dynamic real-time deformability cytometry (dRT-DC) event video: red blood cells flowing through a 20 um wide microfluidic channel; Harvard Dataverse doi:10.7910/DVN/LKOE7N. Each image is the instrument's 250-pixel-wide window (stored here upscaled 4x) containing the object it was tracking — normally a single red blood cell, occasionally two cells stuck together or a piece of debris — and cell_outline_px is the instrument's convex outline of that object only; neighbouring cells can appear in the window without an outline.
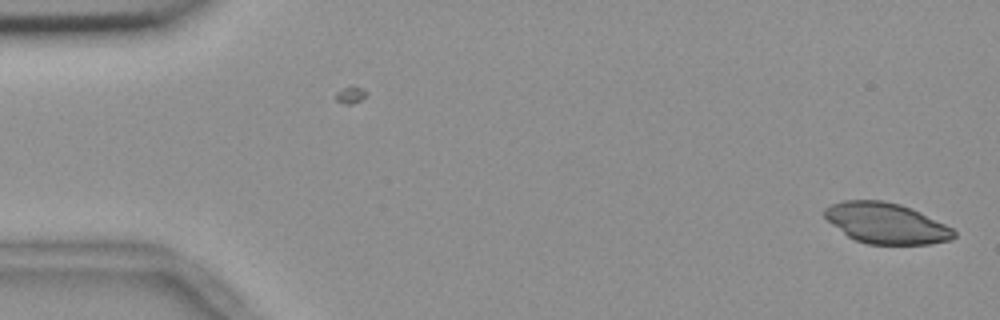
{"species": "common noctule bat (a hibernating species)", "species_latin": "Nyctalus noctula", "temperature_condition": "room temperature", "stored_images_in_passage": 55, "camera_frame_rate_fps": 3000, "um_per_image_px": 0.085, "animal": {"sex": "female", "body_mass_g": 18.4}, "frame": {"image": 1, "passage_image": 1, "time_ms": 0.0, "image_size_px": [1000, 320], "cell_outline_px": [[956, 236], [952, 240], [928, 244], [868, 244], [856, 240], [848, 236], [832, 224], [824, 216], [824, 208], [832, 204], [844, 200], [884, 200], [900, 204], [912, 208], [952, 228], [956, 232]], "centroid_in_image_um": [75.33, 18.97], "position_along_channel_um": 9.7, "area_um2": 30.58}}